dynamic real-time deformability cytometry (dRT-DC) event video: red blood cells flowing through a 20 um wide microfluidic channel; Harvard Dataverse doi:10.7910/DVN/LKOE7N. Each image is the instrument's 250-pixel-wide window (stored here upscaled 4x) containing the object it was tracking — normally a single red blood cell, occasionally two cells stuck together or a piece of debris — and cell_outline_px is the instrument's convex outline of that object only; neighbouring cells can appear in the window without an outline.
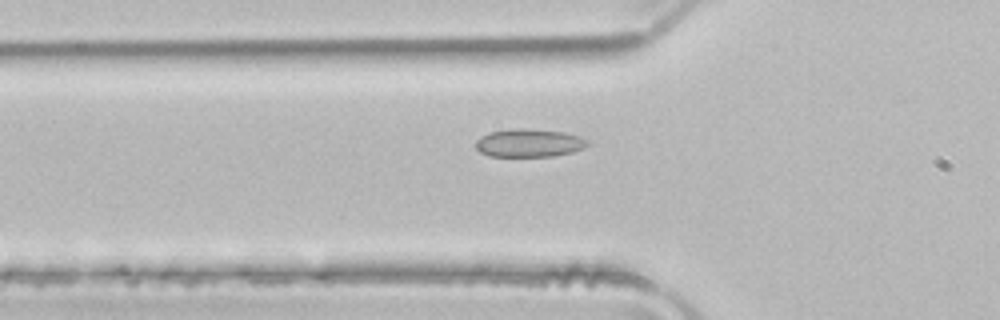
{"species": "common noctule bat (a hibernating species)", "species_latin": "Nyctalus noctula", "temperature_condition": "room temperature", "stored_images_in_passage": 37, "camera_frame_rate_fps": 3000, "um_per_image_px": 0.085, "animal": {"sex": "male", "body_mass_g": 21.5, "forearm_length_mm": 52.0}, "frame": {"image": 1, "passage_image": 10, "time_ms": 3.0, "image_size_px": [1000, 320], "cell_outline_px": [[588, 144], [584, 148], [572, 152], [552, 156], [488, 156], [480, 152], [476, 148], [476, 140], [480, 136], [488, 132], [512, 128], [528, 128], [564, 132], [580, 136], [588, 140]], "centroid_in_image_um": [44.95, 12.14], "position_along_channel_um": 80.8, "area_um2": 18.5}}
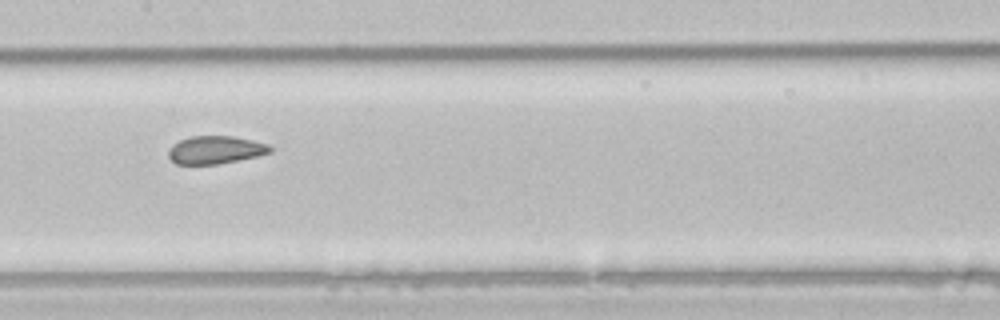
{"frame": {"image": 2, "passage_image": 18, "time_ms": 5.667, "image_size_px": [1000, 320], "cell_outline_px": [[272, 152], [260, 156], [216, 164], [176, 164], [168, 156], [168, 148], [172, 144], [180, 140], [192, 136], [232, 136], [252, 140], [268, 144], [272, 148]], "centroid_in_image_um": [18.32, 12.74], "position_along_channel_um": 189.1, "area_um2": 16.59}}
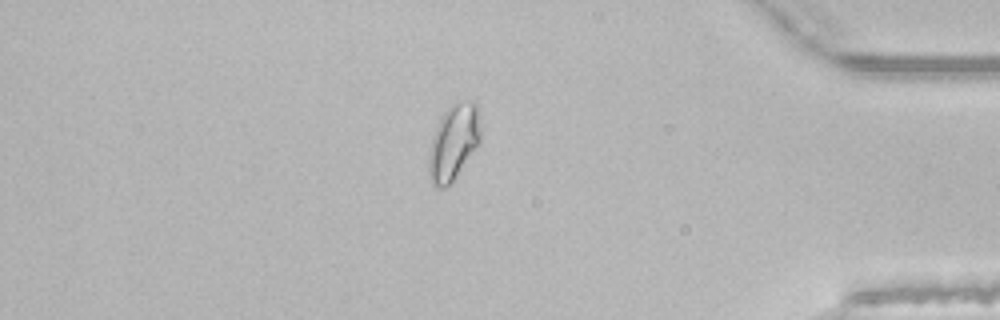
{"frame": {"image": 3, "passage_image": 36, "time_ms": 11.667, "image_size_px": [1000, 320], "cell_outline_px": [[480, 140], [452, 180], [444, 188], [436, 188], [432, 184], [428, 168], [428, 164], [432, 136], [440, 116], [452, 104], [468, 100], [476, 100], [480, 128]], "centroid_in_image_um": [38.53, 12.04], "position_along_channel_um": 396.7, "area_um2": 22.31}}